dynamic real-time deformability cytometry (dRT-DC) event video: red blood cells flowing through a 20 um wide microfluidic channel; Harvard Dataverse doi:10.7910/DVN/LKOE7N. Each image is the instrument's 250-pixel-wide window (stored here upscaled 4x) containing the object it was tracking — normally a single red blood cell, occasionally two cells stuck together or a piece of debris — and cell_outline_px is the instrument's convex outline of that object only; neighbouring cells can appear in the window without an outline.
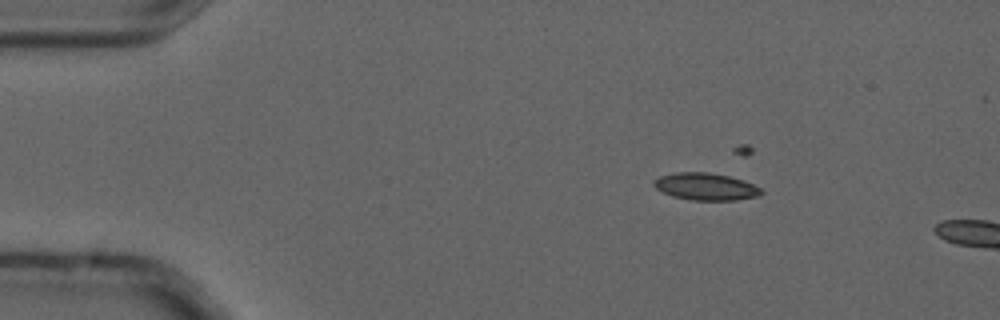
{"species": "common noctule bat (a hibernating species)", "species_latin": "Nyctalus noctula", "temperature_condition": "cold", "stored_images_in_passage": 3, "camera_frame_rate_fps": 3000, "um_per_image_px": 0.085, "animal": {"sex": "male", "forearm_length_mm": 52.5}, "frame": {"image": 1, "passage_image": 2, "time_ms": 0.333, "image_size_px": [1000, 320], "cell_outline_px": [[764, 192], [760, 196], [736, 200], [692, 200], [672, 196], [656, 188], [652, 184], [660, 176], [676, 172], [708, 172], [728, 176], [752, 184], [760, 188]], "centroid_in_image_um": [60.0, 15.87], "position_along_channel_um": 25.0, "area_um2": 16.82}}